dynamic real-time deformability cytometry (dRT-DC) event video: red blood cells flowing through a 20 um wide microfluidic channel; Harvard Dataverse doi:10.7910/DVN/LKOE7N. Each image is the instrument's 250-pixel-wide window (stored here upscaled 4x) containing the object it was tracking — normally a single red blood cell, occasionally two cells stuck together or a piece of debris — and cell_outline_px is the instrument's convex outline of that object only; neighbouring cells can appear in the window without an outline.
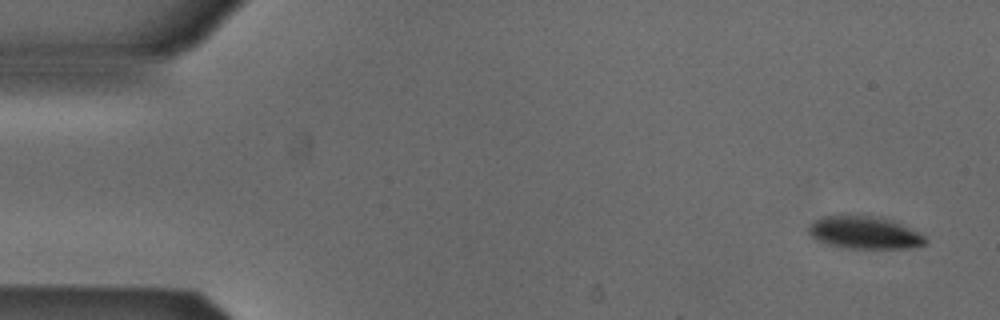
{"species": "Egyptian fruit bat (a non-hibernating species)", "species_latin": "Rousettus aegyptiacus", "temperature_condition": "cold", "stored_images_in_passage": 6, "camera_frame_rate_fps": 3000, "um_per_image_px": 0.085, "animal": {"sex": "male"}, "frame": {"image": 1, "passage_image": 1, "time_ms": 0.0, "image_size_px": [1000, 320], "cell_outline_px": [[928, 240], [924, 244], [904, 248], [848, 248], [828, 244], [816, 240], [808, 232], [808, 228], [816, 220], [824, 216], [880, 216], [892, 220], [920, 232]], "centroid_in_image_um": [73.51, 19.77], "position_along_channel_um": 11.5, "area_um2": 21.85}}
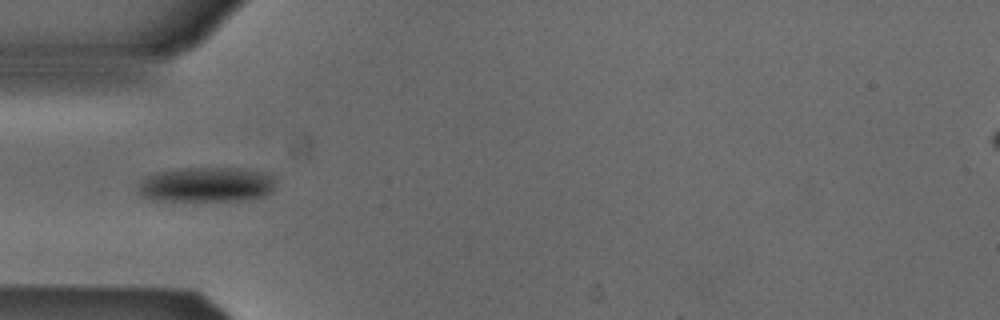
{"frame": {"image": 2, "passage_image": 5, "time_ms": 1.333, "image_size_px": [1000, 320], "cell_outline_px": [[276, 180], [272, 192], [264, 196], [240, 200], [152, 200], [140, 196], [136, 192], [136, 188], [140, 180], [144, 176], [156, 172], [184, 168], [240, 168], [264, 172], [276, 176]], "centroid_in_image_um": [17.51, 15.68], "position_along_channel_um": 67.5, "area_um2": 28.38}}
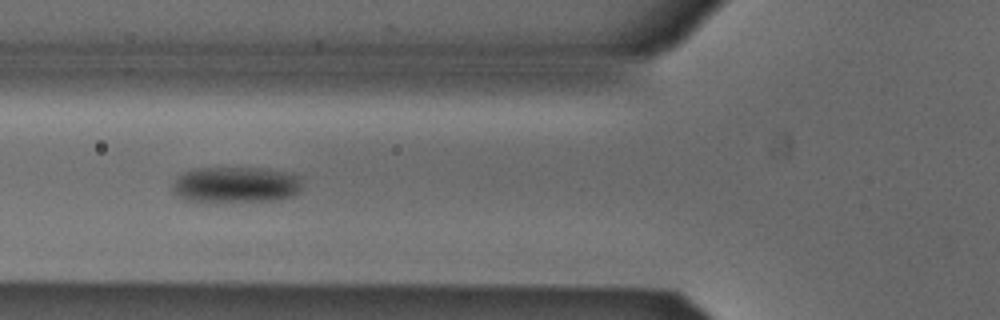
{"frame": {"image": 3, "passage_image": 6, "time_ms": 1.667, "image_size_px": [1000, 320], "cell_outline_px": [[300, 192], [292, 196], [280, 200], [208, 204], [184, 200], [172, 188], [172, 184], [176, 176], [192, 168], [264, 168], [296, 176], [300, 180]], "centroid_in_image_um": [19.96, 15.75], "position_along_channel_um": 105.8, "area_um2": 27.92}}